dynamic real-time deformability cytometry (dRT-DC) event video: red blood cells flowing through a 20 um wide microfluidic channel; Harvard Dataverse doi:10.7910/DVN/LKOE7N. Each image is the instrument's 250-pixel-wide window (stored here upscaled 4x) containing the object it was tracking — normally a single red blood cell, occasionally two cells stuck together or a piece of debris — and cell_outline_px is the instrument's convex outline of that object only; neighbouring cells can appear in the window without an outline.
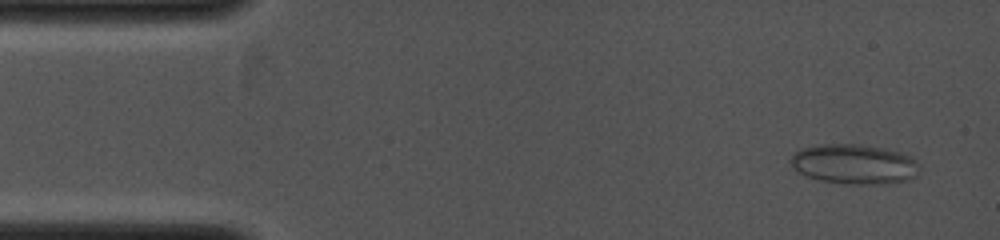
{"species": "common noctule bat (a hibernating species)", "species_latin": "Nyctalus noctula", "temperature_condition": "cold", "stored_images_in_passage": 5, "camera_frame_rate_fps": 4000, "um_per_image_px": 0.085, "animal": {"sex": "female", "body_mass_g": 19.0, "forearm_length_mm": 53.3}, "frame": {"image": 1, "passage_image": 1, "time_ms": 0.0, "image_size_px": [1000, 240], "cell_outline_px": [[920, 168], [916, 176], [908, 180], [888, 184], [840, 184], [820, 180], [808, 176], [800, 172], [788, 160], [796, 152], [804, 148], [820, 144], [856, 144], [884, 148], [900, 152], [916, 160], [920, 164]], "centroid_in_image_um": [72.66, 13.96], "position_along_channel_um": 12.3, "area_um2": 29.94}}
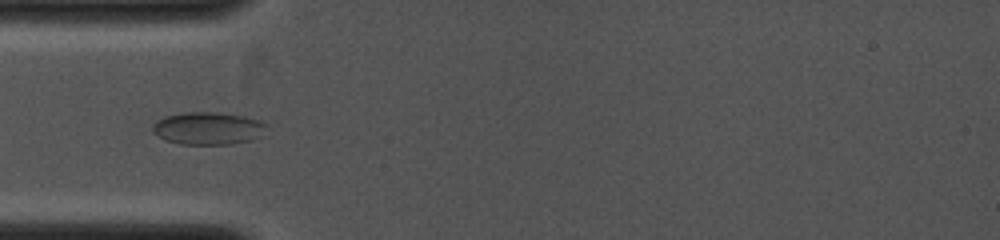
{"frame": {"image": 2, "passage_image": 4, "time_ms": 2.75, "image_size_px": [1000, 240], "cell_outline_px": [[264, 124], [256, 136], [252, 140], [232, 144], [180, 144], [164, 140], [152, 132], [152, 124], [156, 120], [164, 116], [184, 112], [216, 112], [240, 116], [256, 120]], "centroid_in_image_um": [17.52, 10.91], "position_along_channel_um": 67.5, "area_um2": 21.15}}
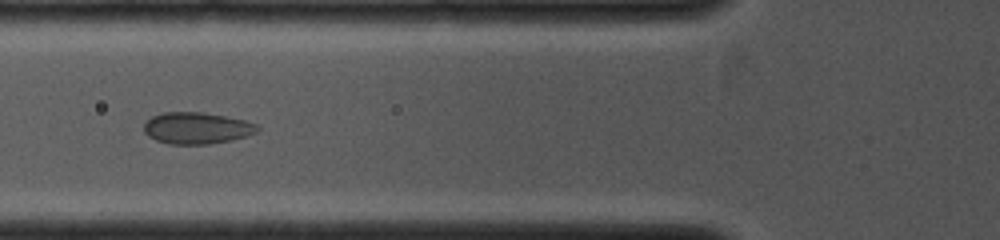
{"frame": {"image": 3, "passage_image": 5, "time_ms": 3.5, "image_size_px": [1000, 240], "cell_outline_px": [[260, 128], [256, 132], [248, 136], [232, 140], [208, 144], [168, 144], [156, 140], [148, 136], [144, 132], [144, 124], [152, 116], [164, 112], [204, 112], [244, 120], [256, 124]], "centroid_in_image_um": [16.72, 10.89], "position_along_channel_um": 109.1, "area_um2": 20.92}}